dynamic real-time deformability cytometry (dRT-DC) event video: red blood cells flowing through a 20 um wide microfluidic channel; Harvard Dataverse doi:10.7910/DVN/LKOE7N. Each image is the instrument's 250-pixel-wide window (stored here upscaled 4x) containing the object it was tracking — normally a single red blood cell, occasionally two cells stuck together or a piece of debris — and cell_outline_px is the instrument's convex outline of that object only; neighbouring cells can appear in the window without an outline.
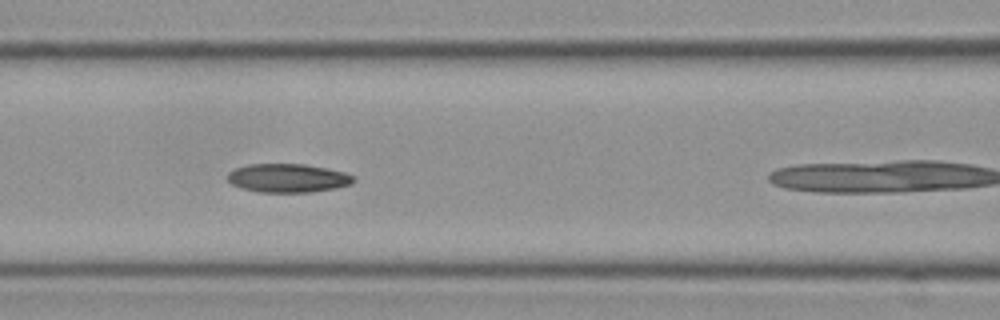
{"species": "Egyptian fruit bat (a non-hibernating species)", "species_latin": "Rousettus aegyptiacus", "temperature_condition": "cold", "stored_images_in_passage": 37, "camera_frame_rate_fps": 3000, "um_per_image_px": 0.085, "frame": {"image": 1, "passage_image": 4, "time_ms": 1.0, "image_size_px": [1000, 320], "cell_outline_px": [[356, 180], [352, 184], [336, 188], [308, 192], [256, 192], [240, 188], [232, 184], [228, 180], [228, 172], [236, 168], [248, 164], [304, 164], [328, 168], [344, 172], [356, 176]], "centroid_in_image_um": [24.49, 15.13], "position_along_channel_um": 142.1, "area_um2": 21.21}}
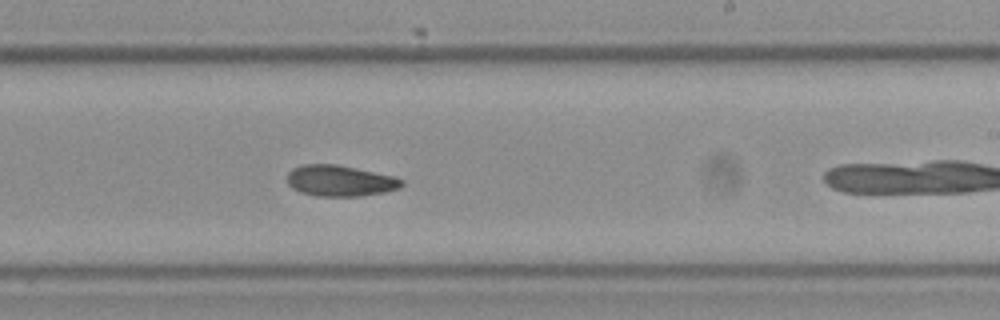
{"frame": {"image": 2, "passage_image": 14, "time_ms": 4.333, "image_size_px": [1000, 320], "cell_outline_px": [[404, 184], [400, 188], [384, 192], [360, 196], [316, 196], [300, 192], [292, 188], [288, 184], [288, 172], [292, 168], [304, 164], [336, 164], [396, 176], [404, 180]], "centroid_in_image_um": [28.92, 15.36], "position_along_channel_um": 260.1, "area_um2": 20.87}}
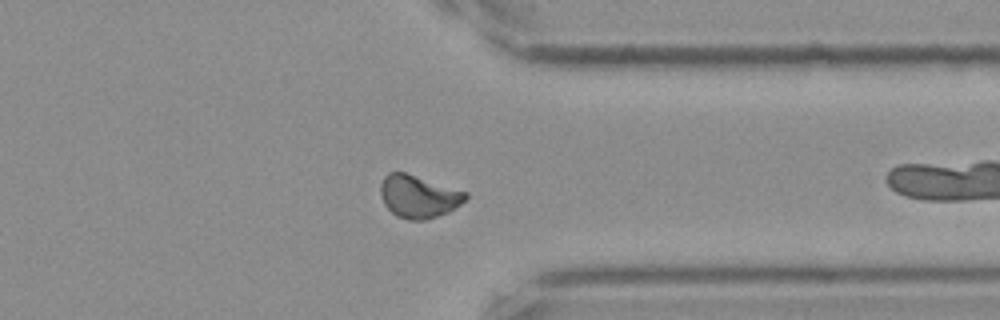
{"frame": {"image": 3, "passage_image": 24, "time_ms": 7.667, "image_size_px": [1000, 320], "cell_outline_px": [[468, 196], [460, 204], [448, 212], [424, 220], [408, 220], [396, 216], [384, 204], [380, 196], [380, 184], [384, 176], [388, 172], [404, 172], [468, 192]], "centroid_in_image_um": [35.54, 16.7], "position_along_channel_um": 375.9, "area_um2": 21.1}, "authors_computed_cell_mechanics": {"area_um2": 20.6346, "velocity_mm_per_s": 3.5404, "shape_relaxation_time_tau1_ms": null, "shape_relaxation_time_tau2_ms": 4.0935, "deformation_change_tau1": null, "deformation_change_tau2": 0.0656}}